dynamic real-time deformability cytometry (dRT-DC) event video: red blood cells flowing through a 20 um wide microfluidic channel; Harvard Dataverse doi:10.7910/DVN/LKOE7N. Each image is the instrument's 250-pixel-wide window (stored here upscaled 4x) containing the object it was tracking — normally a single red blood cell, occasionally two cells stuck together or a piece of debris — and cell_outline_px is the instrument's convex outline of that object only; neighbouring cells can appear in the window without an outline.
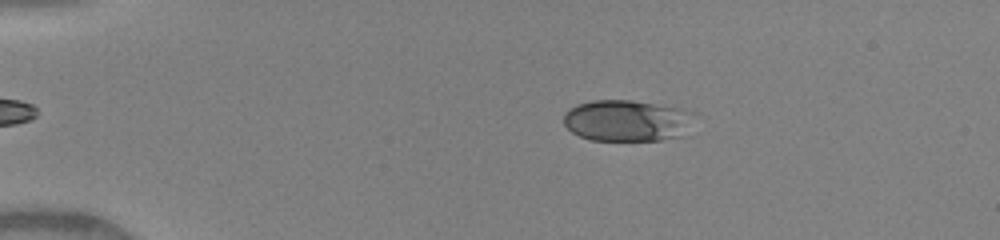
{"species": "human", "species_latin": "Homo sapiens", "temperature_condition": "warm", "stored_images_in_passage": 19, "camera_frame_rate_fps": 3000, "um_per_image_px": 0.085, "donor": {"sex": "female"}, "frame": {"image": 1, "passage_image": 9, "time_ms": 2.333, "image_size_px": [1000, 240], "cell_outline_px": [[680, 136], [660, 140], [592, 140], [580, 136], [572, 132], [564, 124], [564, 112], [576, 104], [592, 100], [632, 100], [680, 108]], "centroid_in_image_um": [52.97, 10.24], "position_along_channel_um": 32.0, "area_um2": 29.71}}